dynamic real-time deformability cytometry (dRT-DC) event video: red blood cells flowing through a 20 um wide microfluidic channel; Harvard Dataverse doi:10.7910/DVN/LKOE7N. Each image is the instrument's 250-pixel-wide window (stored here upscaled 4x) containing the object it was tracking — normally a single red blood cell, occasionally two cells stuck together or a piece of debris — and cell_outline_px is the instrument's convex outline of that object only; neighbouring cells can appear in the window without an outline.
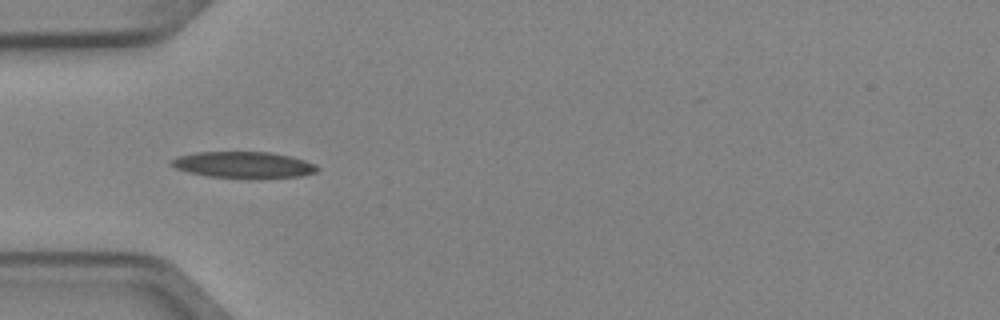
{"species": "Egyptian fruit bat (a non-hibernating species)", "species_latin": "Rousettus aegyptiacus", "temperature_condition": "cold", "stored_images_in_passage": 4, "camera_frame_rate_fps": 3000, "um_per_image_px": 0.085, "animal": {"sex": "female"}, "frame": {"image": 1, "passage_image": 4, "time_ms": 1.0, "image_size_px": [1000, 320], "cell_outline_px": [[320, 168], [316, 172], [300, 176], [252, 180], [248, 180], [208, 176], [188, 172], [176, 168], [168, 164], [168, 160], [176, 156], [196, 152], [268, 152], [292, 156], [316, 164]], "centroid_in_image_um": [20.69, 14.03], "position_along_channel_um": 64.3, "area_um2": 23.18}}